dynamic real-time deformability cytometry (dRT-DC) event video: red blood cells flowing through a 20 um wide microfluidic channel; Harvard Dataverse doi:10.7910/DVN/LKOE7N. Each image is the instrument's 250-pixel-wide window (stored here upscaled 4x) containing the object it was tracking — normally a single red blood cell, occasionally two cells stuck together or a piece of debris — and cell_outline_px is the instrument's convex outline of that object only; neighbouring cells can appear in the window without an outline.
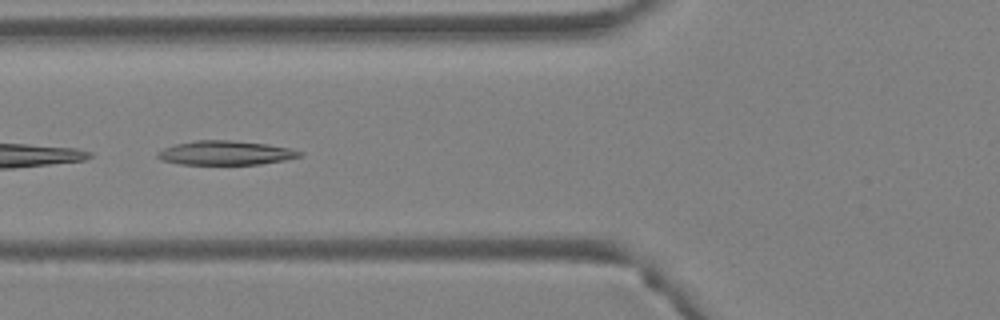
{"species": "Egyptian fruit bat (a non-hibernating species)", "species_latin": "Rousettus aegyptiacus", "temperature_condition": "warm", "stored_images_in_passage": 4, "camera_frame_rate_fps": 3000, "um_per_image_px": 0.085, "animal": {"sex": "female"}, "frame": {"image": 1, "passage_image": 4, "time_ms": 1.0, "image_size_px": [1000, 320], "cell_outline_px": [[304, 152], [300, 156], [284, 160], [260, 164], [180, 164], [160, 160], [156, 156], [156, 152], [164, 148], [176, 144], [196, 140], [232, 140], [264, 144], [288, 148]], "centroid_in_image_um": [19.12, 12.99], "position_along_channel_um": 106.7, "area_um2": 19.83}}